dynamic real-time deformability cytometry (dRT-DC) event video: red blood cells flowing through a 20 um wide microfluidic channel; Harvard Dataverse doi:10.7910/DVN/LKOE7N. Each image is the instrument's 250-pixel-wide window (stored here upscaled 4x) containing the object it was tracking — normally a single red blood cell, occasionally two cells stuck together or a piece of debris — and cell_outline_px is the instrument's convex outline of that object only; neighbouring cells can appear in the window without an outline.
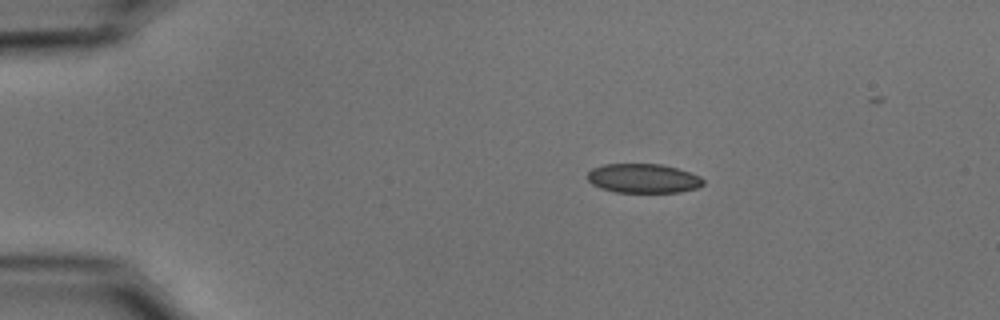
{"species": "common noctule bat (a hibernating species)", "species_latin": "Nyctalus noctula", "temperature_condition": "cold", "stored_images_in_passage": 44, "camera_frame_rate_fps": 3000, "um_per_image_px": 0.085, "animal": {"sex": "male", "body_mass_g": 15.6}, "frame": {"image": 1, "passage_image": 1, "time_ms": 0.0, "image_size_px": [1000, 320], "cell_outline_px": [[704, 184], [696, 188], [680, 192], [616, 192], [600, 188], [592, 184], [588, 180], [588, 172], [592, 168], [604, 164], [660, 164], [676, 168], [700, 176], [704, 180]], "centroid_in_image_um": [54.66, 15.16], "position_along_channel_um": 30.3, "area_um2": 19.65}}
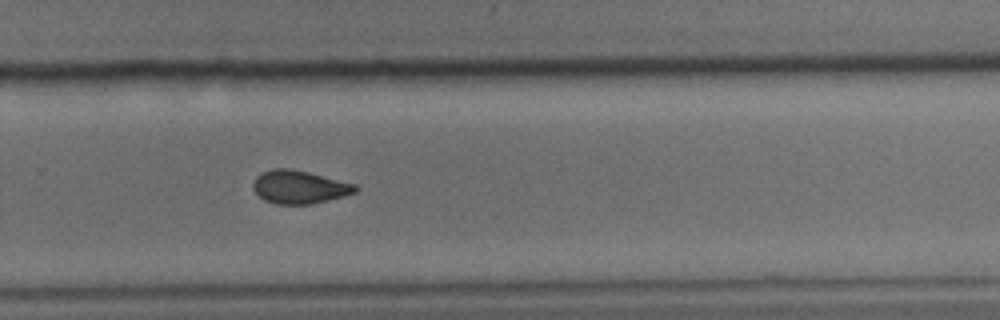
{"frame": {"image": 2, "passage_image": 28, "time_ms": 9.0, "image_size_px": [1000, 320], "cell_outline_px": [[356, 192], [328, 200], [312, 204], [276, 204], [264, 200], [252, 188], [252, 184], [256, 176], [272, 168], [288, 168], [308, 172], [356, 184]], "centroid_in_image_um": [25.41, 15.89], "position_along_channel_um": 304.4, "area_um2": 19.59}}
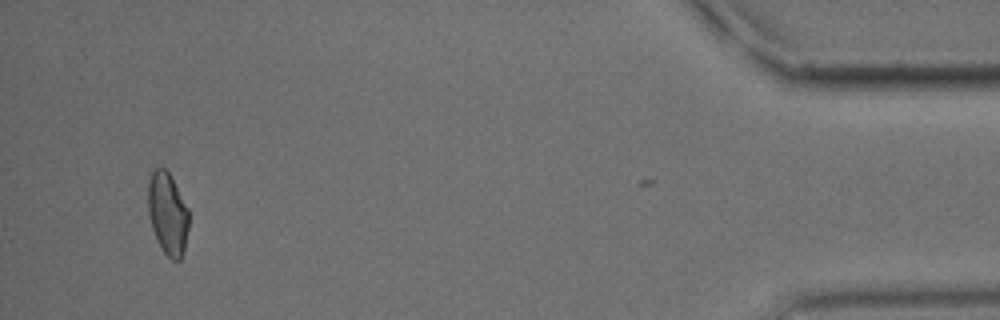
{"frame": {"image": 3, "passage_image": 43, "time_ms": 14.0, "image_size_px": [1000, 320], "cell_outline_px": [[188, 228], [184, 252], [180, 260], [172, 260], [160, 248], [152, 228], [148, 216], [148, 180], [152, 172], [156, 168], [164, 168], [168, 172], [188, 208]], "centroid_in_image_um": [14.24, 18.18], "position_along_channel_um": 421.0, "area_um2": 19.48}, "authors_computed_cell_mechanics": {"area_um2": 19.941, "velocity_mm_per_s": 3.7043, "shape_relaxation_time_tau1_ms": null, "shape_relaxation_time_tau2_ms": 2.1771, "deformation_change_tau1": null, "deformation_change_tau2": 0.0715}}